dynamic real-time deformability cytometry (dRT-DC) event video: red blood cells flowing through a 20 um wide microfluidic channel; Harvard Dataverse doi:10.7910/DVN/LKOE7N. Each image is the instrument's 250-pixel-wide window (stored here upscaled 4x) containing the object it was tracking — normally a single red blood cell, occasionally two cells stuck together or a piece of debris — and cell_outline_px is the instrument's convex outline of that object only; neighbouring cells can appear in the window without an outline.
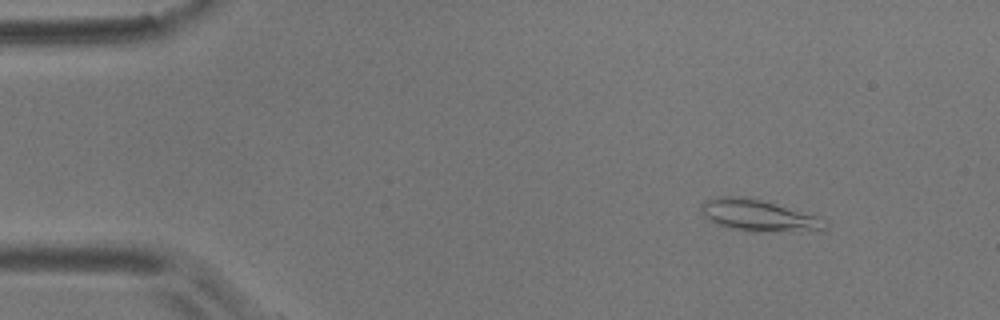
{"species": "common noctule bat (a hibernating species)", "species_latin": "Nyctalus noctula", "temperature_condition": "room temperature", "stored_images_in_passage": 4, "camera_frame_rate_fps": 3000, "um_per_image_px": 0.085, "animal": {"sex": "male", "body_mass_g": 17.9}, "frame": {"image": 1, "passage_image": 2, "time_ms": 0.333, "image_size_px": [1000, 320], "cell_outline_px": [[828, 228], [824, 232], [756, 232], [728, 228], [716, 224], [708, 220], [704, 216], [700, 208], [700, 204], [704, 200], [720, 196], [744, 196], [760, 200], [816, 216], [828, 220]], "centroid_in_image_um": [64.53, 18.36], "position_along_channel_um": 20.5, "area_um2": 23.35}}